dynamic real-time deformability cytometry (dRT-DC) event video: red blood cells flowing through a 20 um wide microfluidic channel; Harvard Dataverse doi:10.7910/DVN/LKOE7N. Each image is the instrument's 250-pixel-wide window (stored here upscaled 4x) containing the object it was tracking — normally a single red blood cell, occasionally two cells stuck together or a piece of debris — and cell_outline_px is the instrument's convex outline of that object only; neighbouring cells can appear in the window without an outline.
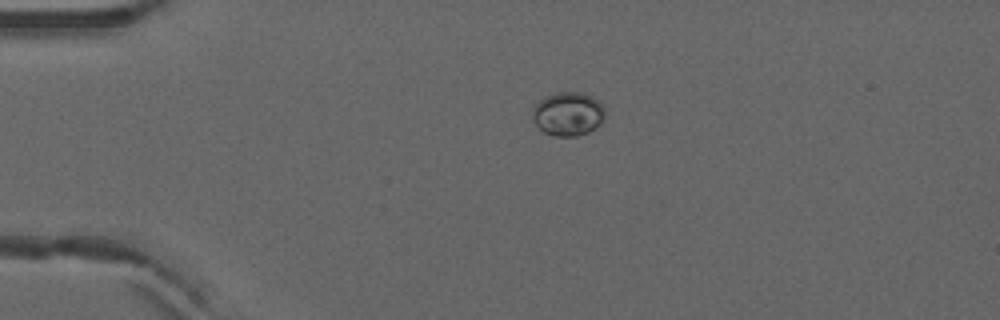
{"species": "common noctule bat (a hibernating species)", "species_latin": "Nyctalus noctula", "temperature_condition": "warm", "stored_images_in_passage": 3, "camera_frame_rate_fps": 3000, "um_per_image_px": 0.085, "animal": {"sex": "male", "forearm_length_mm": 52.5}, "frame": {"image": 1, "passage_image": 1, "time_ms": 0.0, "image_size_px": [1000, 320], "cell_outline_px": [[604, 120], [596, 128], [588, 132], [576, 136], [552, 136], [544, 132], [532, 120], [532, 108], [544, 96], [556, 92], [580, 92], [592, 96], [604, 104]], "centroid_in_image_um": [48.29, 9.67], "position_along_channel_um": 36.7, "area_um2": 18.79}}